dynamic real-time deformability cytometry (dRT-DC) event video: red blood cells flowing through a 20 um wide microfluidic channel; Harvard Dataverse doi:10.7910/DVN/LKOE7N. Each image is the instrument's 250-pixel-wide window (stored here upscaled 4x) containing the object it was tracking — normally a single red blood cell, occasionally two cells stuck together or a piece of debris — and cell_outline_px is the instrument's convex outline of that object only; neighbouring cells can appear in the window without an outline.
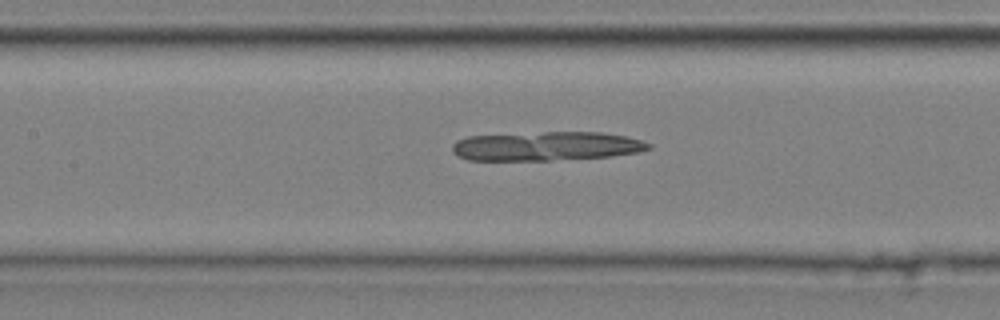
{"species": "common noctule bat (a hibernating species)", "species_latin": "Nyctalus noctula", "temperature_condition": "cold", "stored_images_in_passage": 35, "camera_frame_rate_fps": 3000, "um_per_image_px": 0.085, "animal": {"sex": "male", "body_mass_g": 20.4}, "frame": {"image": 1, "passage_image": 9, "time_ms": 2.667, "image_size_px": [1000, 320], "cell_outline_px": [[652, 148], [640, 152], [612, 156], [552, 160], [468, 160], [452, 152], [452, 144], [456, 140], [468, 136], [544, 132], [600, 132], [628, 136], [652, 144]], "centroid_in_image_um": [46.47, 12.42], "position_along_channel_um": 160.9, "area_um2": 33.35}}
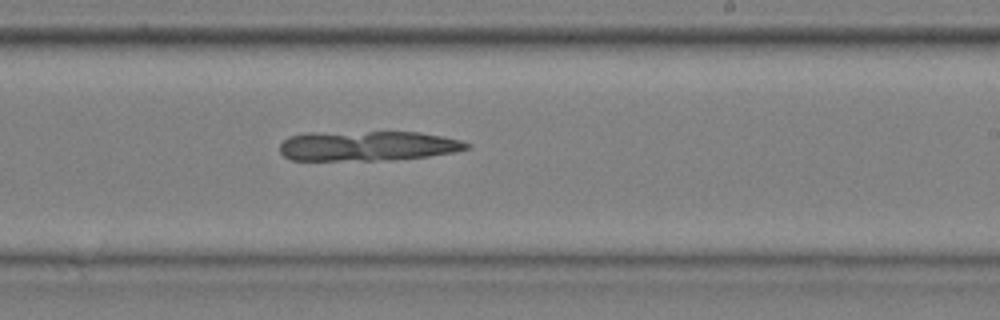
{"frame": {"image": 2, "passage_image": 17, "time_ms": 5.333, "image_size_px": [1000, 320], "cell_outline_px": [[472, 148], [456, 152], [428, 156], [392, 160], [292, 160], [284, 156], [280, 152], [280, 144], [288, 136], [308, 132], [420, 132], [460, 140], [472, 144]], "centroid_in_image_um": [31.26, 12.4], "position_along_channel_um": 257.7, "area_um2": 32.89}}
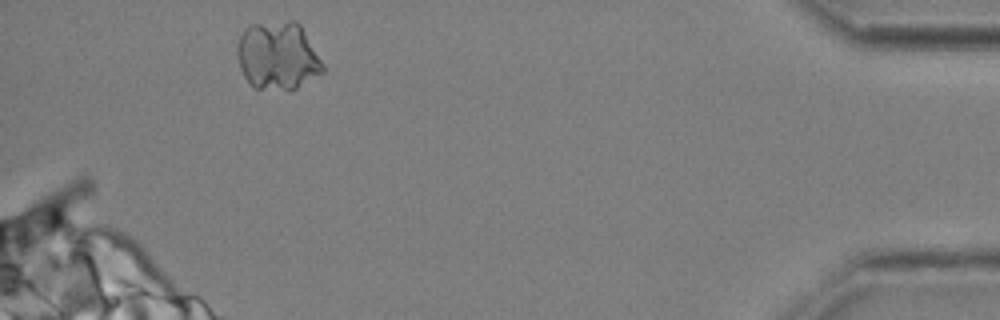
{"frame": {"image": 3, "passage_image": 34, "time_ms": 11.0, "image_size_px": [1000, 320], "cell_outline_px": [[324, 72], [292, 92], [252, 88], [244, 76], [240, 68], [236, 56], [236, 44], [244, 28], [248, 24], [288, 20], [296, 20], [300, 24], [324, 64]], "centroid_in_image_um": [23.59, 4.77], "position_along_channel_um": 411.6, "area_um2": 34.97}}